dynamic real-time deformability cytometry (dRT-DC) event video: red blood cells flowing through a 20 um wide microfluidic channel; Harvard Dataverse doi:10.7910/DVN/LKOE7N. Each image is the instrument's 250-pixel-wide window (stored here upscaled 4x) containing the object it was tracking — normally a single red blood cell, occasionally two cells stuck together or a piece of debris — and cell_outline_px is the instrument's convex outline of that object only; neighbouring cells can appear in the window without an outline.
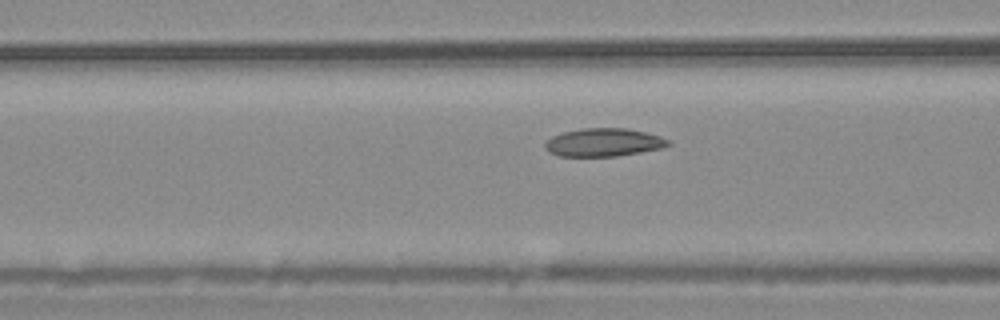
{"species": "common noctule bat (a hibernating species)", "species_latin": "Nyctalus noctula", "temperature_condition": "warm", "stored_images_in_passage": 55, "camera_frame_rate_fps": 3000, "um_per_image_px": 0.085, "animal": {"sex": "male", "body_mass_g": 20.4}, "frame": {"image": 1, "passage_image": 22, "time_ms": 7.0, "image_size_px": [1000, 320], "cell_outline_px": [[672, 144], [660, 148], [640, 152], [616, 156], [560, 156], [548, 152], [544, 148], [544, 144], [552, 136], [564, 132], [580, 128], [628, 128], [660, 136], [668, 140]], "centroid_in_image_um": [51.28, 12.1], "position_along_channel_um": 115.3, "area_um2": 20.11}}
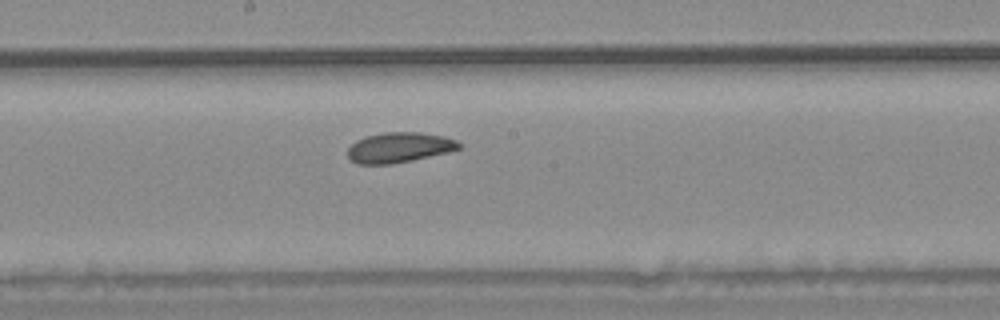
{"frame": {"image": 2, "passage_image": 30, "time_ms": 9.667, "image_size_px": [1000, 320], "cell_outline_px": [[460, 148], [448, 152], [412, 160], [392, 164], [356, 164], [348, 156], [348, 148], [356, 140], [364, 136], [384, 132], [420, 132], [444, 136], [456, 140], [460, 144]], "centroid_in_image_um": [33.91, 12.53], "position_along_channel_um": 214.3, "area_um2": 19.59}}
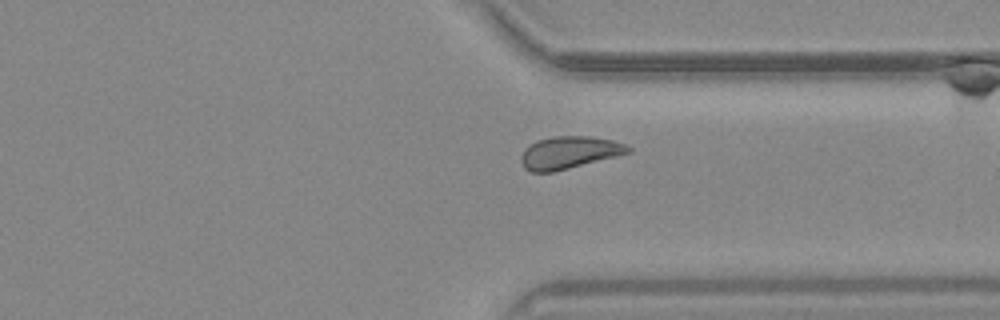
{"frame": {"image": 3, "passage_image": 42, "time_ms": 13.667, "image_size_px": [1000, 320], "cell_outline_px": [[632, 152], [552, 172], [528, 172], [524, 168], [520, 160], [520, 156], [524, 148], [536, 140], [552, 136], [592, 136], [612, 140], [624, 144], [632, 148]], "centroid_in_image_um": [48.33, 12.96], "position_along_channel_um": 363.1, "area_um2": 20.29}, "authors_computed_cell_mechanics": {"area_um2": 20.5768, "velocity_mm_per_s": 3.7026, "shape_relaxation_time_tau1_ms": 6.3296, "shape_relaxation_time_tau2_ms": 8.3721, "deformation_change_tau1": 0.0995, "deformation_change_tau2": 0.1326}}